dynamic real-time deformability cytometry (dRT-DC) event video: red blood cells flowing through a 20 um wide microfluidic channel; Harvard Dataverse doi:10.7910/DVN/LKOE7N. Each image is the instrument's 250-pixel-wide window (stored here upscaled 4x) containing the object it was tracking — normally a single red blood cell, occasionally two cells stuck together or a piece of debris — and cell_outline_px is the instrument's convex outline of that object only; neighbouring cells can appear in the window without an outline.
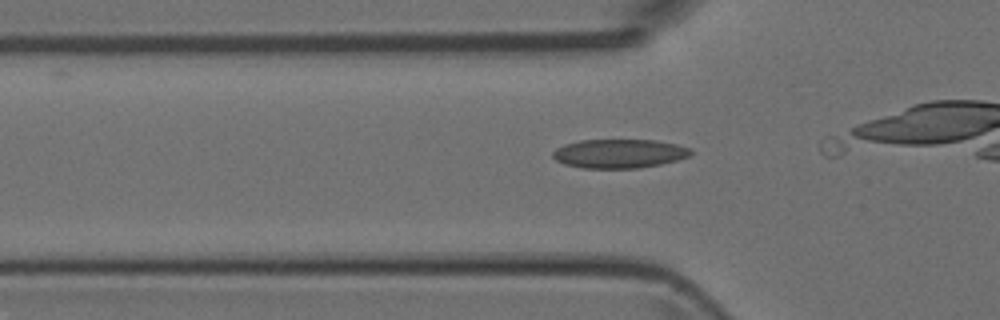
{"species": "Egyptian fruit bat (a non-hibernating species)", "species_latin": "Rousettus aegyptiacus", "temperature_condition": "room temperature", "stored_images_in_passage": 7, "camera_frame_rate_fps": 3000, "um_per_image_px": 0.085, "animal": {"sex": "female"}, "frame": {"image": 1, "passage_image": 6, "time_ms": 1.667, "image_size_px": [1000, 320], "cell_outline_px": [[692, 156], [660, 164], [640, 168], [584, 168], [564, 164], [556, 160], [552, 156], [552, 152], [556, 148], [564, 144], [580, 140], [656, 140], [676, 144], [692, 148]], "centroid_in_image_um": [52.65, 13.05], "position_along_channel_um": 73.2, "area_um2": 23.41}}